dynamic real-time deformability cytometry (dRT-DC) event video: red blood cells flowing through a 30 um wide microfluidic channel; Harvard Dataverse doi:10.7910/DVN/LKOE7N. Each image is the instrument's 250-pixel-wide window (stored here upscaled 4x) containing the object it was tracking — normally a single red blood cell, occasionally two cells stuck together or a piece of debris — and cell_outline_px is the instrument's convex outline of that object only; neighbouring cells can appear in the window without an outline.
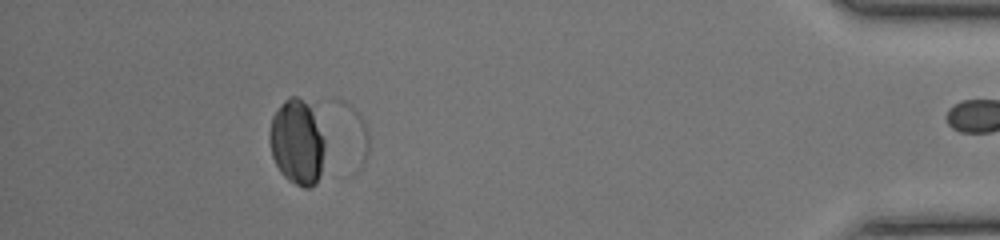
{"species": "common noctule bat (a hibernating species)", "species_latin": "Nyctalus noctula", "temperature_condition": "room temperature", "stored_images_in_passage": 46, "segment_of_instrument_passage": [2, 2], "camera_frame_rate_fps": 3000, "um_per_image_px": 0.085, "animal": {"sex": "female", "body_mass_g": 17.0, "forearm_length_mm": 48.0}, "frame": {"image": 1, "passage_image": 45, "time_ms": 14.667, "image_size_px": [1000, 240], "cell_outline_px": [[368, 156], [360, 172], [352, 176], [344, 176], [332, 100], [344, 100], [356, 108], [364, 120], [368, 128]], "centroid_in_image_um": [29.84, 11.65], "position_along_channel_um": 405.4, "area_um2": 13.81}}